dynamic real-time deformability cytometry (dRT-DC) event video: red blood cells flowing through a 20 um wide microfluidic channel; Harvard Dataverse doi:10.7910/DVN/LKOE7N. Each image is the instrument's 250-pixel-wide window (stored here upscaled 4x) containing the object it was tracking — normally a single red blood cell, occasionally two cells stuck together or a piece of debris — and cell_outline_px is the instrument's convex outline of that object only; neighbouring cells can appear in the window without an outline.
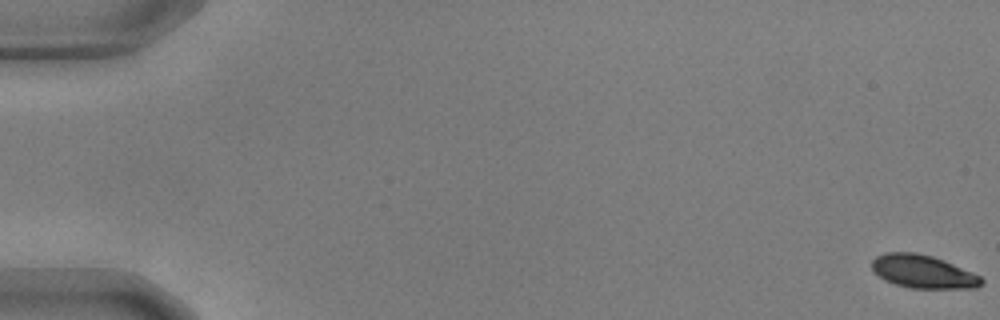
{"species": "common noctule bat (a hibernating species)", "species_latin": "Nyctalus noctula", "temperature_condition": "warm", "stored_images_in_passage": 57, "camera_frame_rate_fps": 3000, "um_per_image_px": 0.085, "animal": {"sex": "male", "body_mass_g": 17.9, "forearm_length_mm": 54.2}, "frame": {"image": 1, "passage_image": 1, "time_ms": 0.0, "image_size_px": [1000, 320], "cell_outline_px": [[984, 284], [976, 288], [908, 288], [884, 280], [872, 268], [872, 260], [876, 256], [884, 252], [916, 252], [932, 256], [944, 260], [972, 272], [980, 276], [984, 280]], "centroid_in_image_um": [78.47, 23.08], "position_along_channel_um": 6.5, "area_um2": 21.21}}
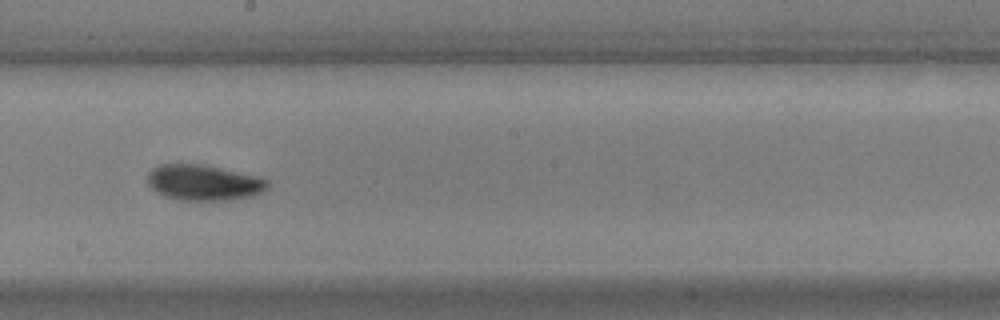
{"frame": {"image": 2, "passage_image": 33, "time_ms": 10.667, "image_size_px": [1000, 320], "cell_outline_px": [[268, 188], [264, 192], [252, 196], [232, 200], [180, 200], [164, 196], [156, 192], [148, 184], [148, 172], [152, 168], [160, 164], [204, 164], [256, 176], [268, 180]], "centroid_in_image_um": [17.31, 15.52], "position_along_channel_um": 230.9, "area_um2": 25.09}}
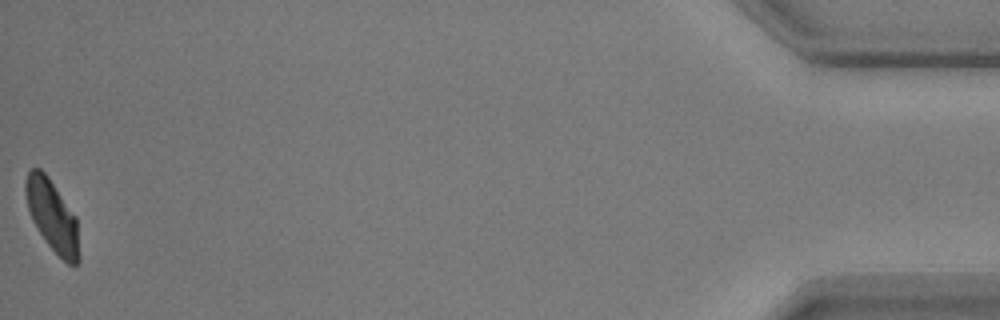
{"frame": {"image": 3, "passage_image": 57, "time_ms": 18.667, "image_size_px": [1000, 320], "cell_outline_px": [[80, 260], [76, 264], [68, 264], [48, 244], [32, 220], [28, 208], [24, 188], [24, 180], [28, 172], [32, 168], [40, 168], [48, 176], [76, 216], [80, 256]], "centroid_in_image_um": [4.44, 18.32], "position_along_channel_um": 430.8, "area_um2": 22.14}, "authors_computed_cell_mechanics": {"area_um2": 23.409, "velocity_mm_per_s": 3.6256, "shape_relaxation_time_tau1_ms": 3.2146, "shape_relaxation_time_tau2_ms": 2.7164, "deformation_change_tau1": 0.115, "deformation_change_tau2": 0.0629}}